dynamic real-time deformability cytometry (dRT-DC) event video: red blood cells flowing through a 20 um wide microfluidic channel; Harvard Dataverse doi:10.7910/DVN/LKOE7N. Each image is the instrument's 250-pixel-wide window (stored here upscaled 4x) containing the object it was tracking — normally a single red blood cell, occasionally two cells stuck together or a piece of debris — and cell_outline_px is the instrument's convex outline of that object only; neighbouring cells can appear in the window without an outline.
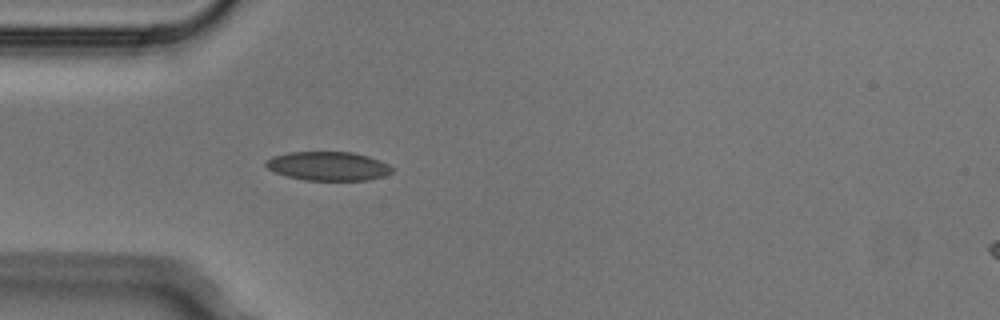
{"species": "Egyptian fruit bat (a non-hibernating species)", "species_latin": "Rousettus aegyptiacus", "temperature_condition": "cold", "stored_images_in_passage": 2, "camera_frame_rate_fps": 3000, "um_per_image_px": 0.085, "animal": {"sex": "male"}, "frame": {"image": 1, "passage_image": 2, "time_ms": 0.333, "image_size_px": [1000, 320], "cell_outline_px": [[392, 172], [384, 176], [368, 180], [304, 180], [288, 176], [276, 172], [268, 168], [264, 164], [264, 160], [272, 156], [288, 152], [352, 152], [368, 156], [380, 160], [388, 164], [392, 168]], "centroid_in_image_um": [27.88, 14.11], "position_along_channel_um": 57.1, "area_um2": 21.27}}